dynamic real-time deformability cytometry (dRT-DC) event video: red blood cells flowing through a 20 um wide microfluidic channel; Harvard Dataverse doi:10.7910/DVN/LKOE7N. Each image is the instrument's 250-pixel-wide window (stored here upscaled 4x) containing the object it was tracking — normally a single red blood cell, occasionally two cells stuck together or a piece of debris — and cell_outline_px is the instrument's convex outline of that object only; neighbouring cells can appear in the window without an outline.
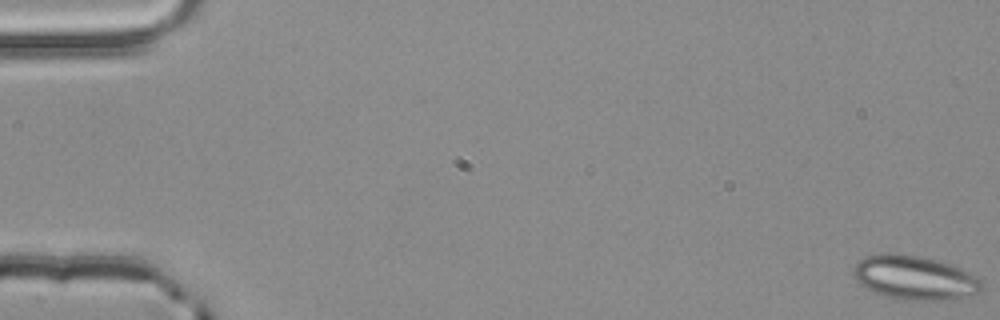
{"species": "common noctule bat (a hibernating species)", "species_latin": "Nyctalus noctula", "temperature_condition": "room temperature", "stored_images_in_passage": 57, "camera_frame_rate_fps": 3000, "um_per_image_px": 0.085, "animal": {"sex": "male", "body_mass_g": 20.4}, "frame": {"image": 1, "passage_image": 1, "time_ms": 0.0, "image_size_px": [1000, 320], "cell_outline_px": [[984, 288], [976, 296], [940, 300], [912, 300], [884, 296], [872, 292], [860, 284], [856, 276], [856, 264], [864, 256], [884, 252], [892, 252], [916, 256], [936, 260], [948, 264], [980, 280], [984, 284]], "centroid_in_image_um": [77.75, 23.62], "position_along_channel_um": 7.2, "area_um2": 32.54}}
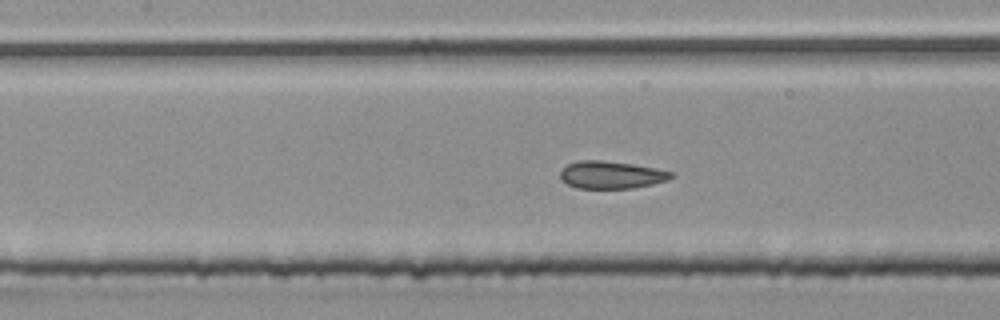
{"frame": {"image": 2, "passage_image": 26, "time_ms": 8.333, "image_size_px": [1000, 320], "cell_outline_px": [[676, 176], [668, 180], [652, 184], [632, 188], [576, 188], [560, 180], [560, 172], [568, 164], [576, 160], [600, 160], [632, 164], [656, 168], [672, 172]], "centroid_in_image_um": [51.96, 14.86], "position_along_channel_um": 155.4, "area_um2": 17.8}}
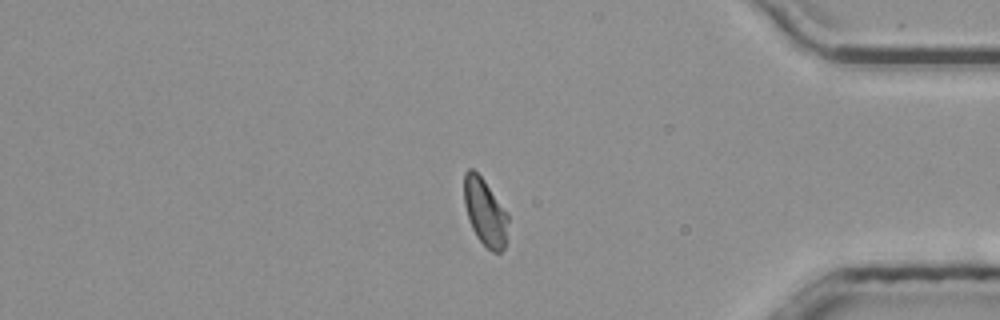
{"frame": {"image": 3, "passage_image": 47, "time_ms": 15.333, "image_size_px": [1000, 320], "cell_outline_px": [[508, 220], [504, 248], [500, 252], [492, 252], [476, 236], [472, 228], [464, 204], [464, 172], [468, 168], [472, 168], [484, 180], [508, 212]], "centroid_in_image_um": [41.22, 18.01], "position_along_channel_um": 394.0, "area_um2": 17.11}, "authors_computed_cell_mechanics": {"area_um2": 18.1492, "velocity_mm_per_s": 3.8218, "shape_relaxation_time_tau1_ms": null, "shape_relaxation_time_tau2_ms": 0.7251, "deformation_change_tau1": null, "deformation_change_tau2": 0.0635}}